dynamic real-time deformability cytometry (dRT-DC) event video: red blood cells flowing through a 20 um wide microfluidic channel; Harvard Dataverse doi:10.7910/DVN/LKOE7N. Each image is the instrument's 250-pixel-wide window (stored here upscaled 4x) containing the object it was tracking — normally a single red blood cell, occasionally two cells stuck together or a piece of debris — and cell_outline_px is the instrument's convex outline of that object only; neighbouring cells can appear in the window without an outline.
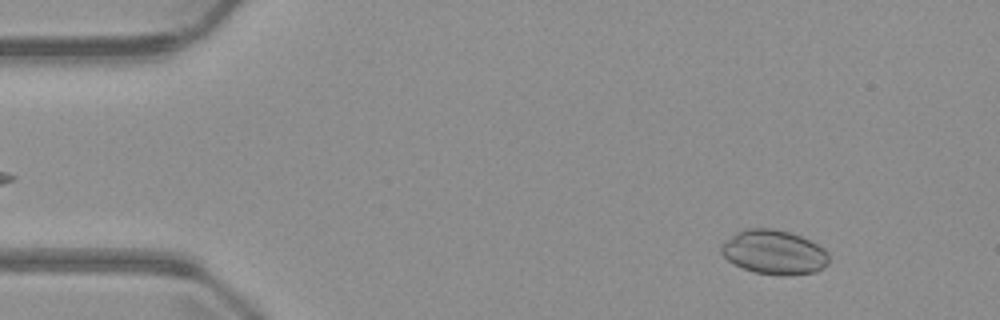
{"species": "common noctule bat (a hibernating species)", "species_latin": "Nyctalus noctula", "temperature_condition": "warm", "stored_images_in_passage": 5, "camera_frame_rate_fps": 3000, "um_per_image_px": 0.085, "animal": {"sex": "male", "body_mass_g": 23.1, "forearm_length_mm": 52.7}, "frame": {"image": 1, "passage_image": 1, "time_ms": 0.0, "image_size_px": [1000, 320], "cell_outline_px": [[828, 264], [816, 272], [788, 276], [784, 276], [756, 272], [744, 268], [728, 260], [720, 252], [720, 244], [724, 240], [736, 232], [744, 228], [772, 228], [788, 232], [800, 236], [824, 248], [828, 252]], "centroid_in_image_um": [65.78, 21.43], "position_along_channel_um": 19.2, "area_um2": 27.86}}
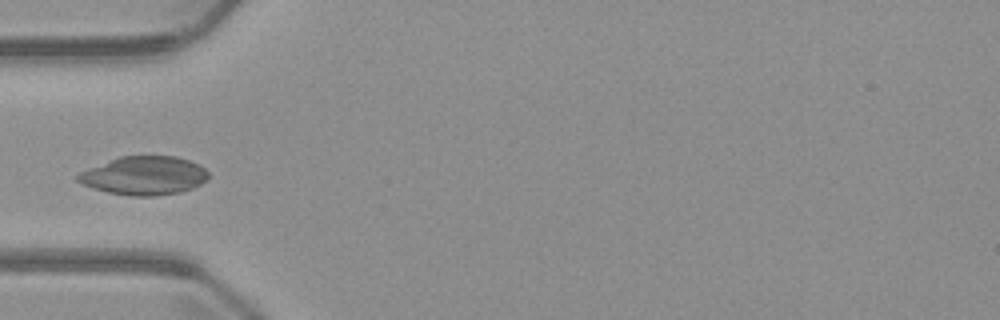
{"frame": {"image": 2, "passage_image": 4, "time_ms": 3.667, "image_size_px": [1000, 320], "cell_outline_px": [[208, 180], [192, 188], [180, 192], [152, 196], [132, 196], [108, 192], [92, 188], [76, 180], [76, 176], [80, 172], [88, 168], [120, 156], [176, 156], [200, 164], [208, 172]], "centroid_in_image_um": [12.26, 14.92], "position_along_channel_um": 72.7, "area_um2": 29.3}}
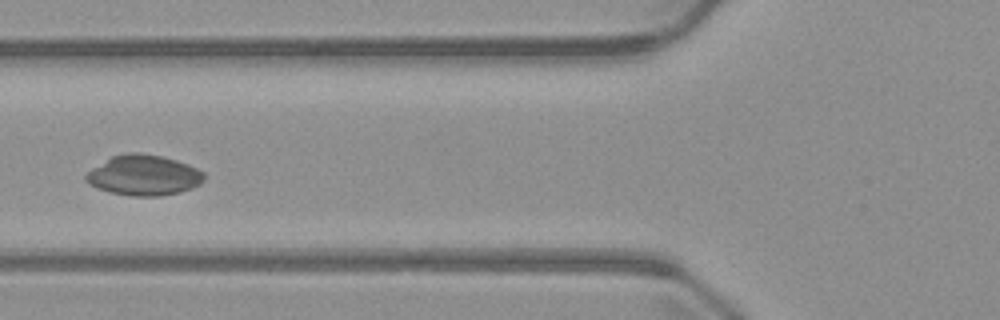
{"frame": {"image": 3, "passage_image": 5, "time_ms": 4.667, "image_size_px": [1000, 320], "cell_outline_px": [[204, 180], [200, 184], [192, 188], [180, 192], [160, 196], [132, 196], [112, 192], [96, 188], [88, 184], [84, 180], [84, 176], [92, 168], [112, 156], [128, 152], [140, 152], [164, 156], [188, 164], [204, 172]], "centroid_in_image_um": [12.21, 14.89], "position_along_channel_um": 113.6, "area_um2": 27.98}}